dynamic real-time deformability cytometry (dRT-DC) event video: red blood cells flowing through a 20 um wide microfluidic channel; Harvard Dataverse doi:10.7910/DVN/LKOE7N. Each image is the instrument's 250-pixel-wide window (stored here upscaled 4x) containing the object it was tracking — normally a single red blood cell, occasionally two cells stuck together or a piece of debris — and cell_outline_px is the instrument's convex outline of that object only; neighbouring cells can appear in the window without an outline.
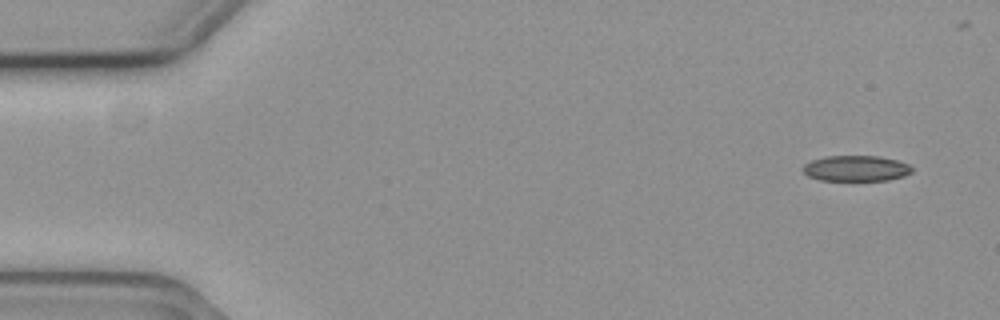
{"species": "common noctule bat (a hibernating species)", "species_latin": "Nyctalus noctula", "temperature_condition": "cold", "stored_images_in_passage": 45, "camera_frame_rate_fps": 3000, "um_per_image_px": 0.085, "animal": {"sex": "female", "body_mass_g": 19.3, "forearm_length_mm": 54.1}, "frame": {"image": 1, "passage_image": 1, "time_ms": 0.0, "image_size_px": [1000, 320], "cell_outline_px": [[912, 172], [904, 176], [888, 180], [820, 180], [808, 176], [800, 168], [804, 164], [812, 160], [824, 156], [880, 156], [896, 160], [908, 164], [912, 168]], "centroid_in_image_um": [72.74, 14.31], "position_along_channel_um": 12.3, "area_um2": 16.36}}
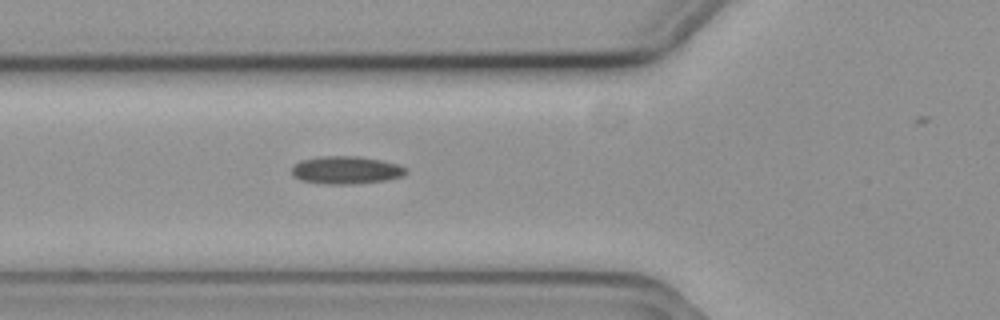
{"frame": {"image": 2, "passage_image": 18, "time_ms": 5.667, "image_size_px": [1000, 320], "cell_outline_px": [[408, 172], [404, 176], [388, 180], [356, 184], [324, 184], [300, 180], [292, 176], [292, 164], [300, 160], [320, 156], [360, 156], [400, 164]], "centroid_in_image_um": [29.4, 14.46], "position_along_channel_um": 96.4, "area_um2": 18.84}}
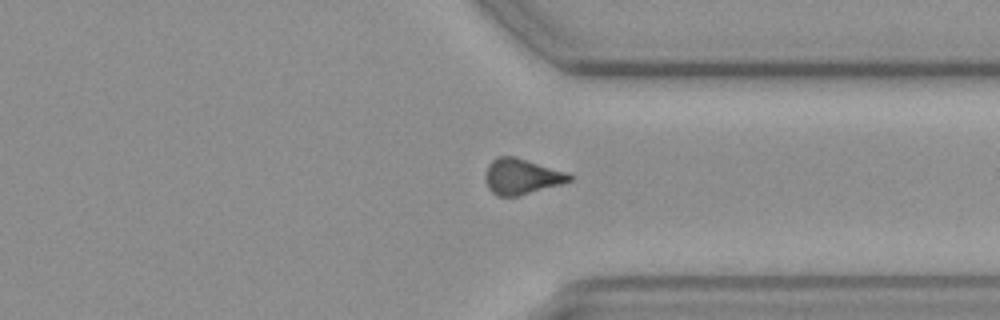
{"frame": {"image": 3, "passage_image": 40, "time_ms": 13.0, "image_size_px": [1000, 320], "cell_outline_px": [[572, 180], [560, 184], [520, 196], [496, 196], [488, 188], [484, 176], [484, 172], [488, 164], [496, 156], [516, 156], [568, 172], [572, 176]], "centroid_in_image_um": [44.31, 14.99], "position_along_channel_um": 367.1, "area_um2": 17.74}}